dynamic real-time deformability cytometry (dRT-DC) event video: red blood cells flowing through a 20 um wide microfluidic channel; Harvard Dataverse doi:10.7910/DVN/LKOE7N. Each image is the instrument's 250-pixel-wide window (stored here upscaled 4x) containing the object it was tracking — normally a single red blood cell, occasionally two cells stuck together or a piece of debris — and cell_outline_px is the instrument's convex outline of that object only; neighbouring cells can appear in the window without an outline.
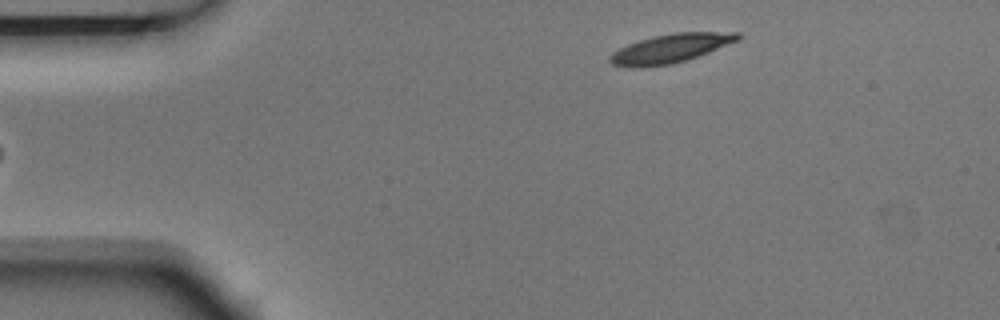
{"species": "Egyptian fruit bat (a non-hibernating species)", "species_latin": "Rousettus aegyptiacus", "temperature_condition": "room temperature", "stored_images_in_passage": 5, "segment_of_instrument_passage": [2, 2], "camera_frame_rate_fps": 3000, "um_per_image_px": 0.085, "animal": {"sex": "male"}, "frame": {"image": 1, "passage_image": 5, "time_ms": 1.333, "image_size_px": [1000, 320], "cell_outline_px": [[740, 40], [688, 60], [672, 64], [640, 68], [632, 68], [612, 64], [608, 60], [608, 56], [612, 52], [628, 44], [652, 36], [672, 32], [740, 32]], "centroid_in_image_um": [56.98, 4.12], "position_along_channel_um": 28.0, "area_um2": 21.79}}